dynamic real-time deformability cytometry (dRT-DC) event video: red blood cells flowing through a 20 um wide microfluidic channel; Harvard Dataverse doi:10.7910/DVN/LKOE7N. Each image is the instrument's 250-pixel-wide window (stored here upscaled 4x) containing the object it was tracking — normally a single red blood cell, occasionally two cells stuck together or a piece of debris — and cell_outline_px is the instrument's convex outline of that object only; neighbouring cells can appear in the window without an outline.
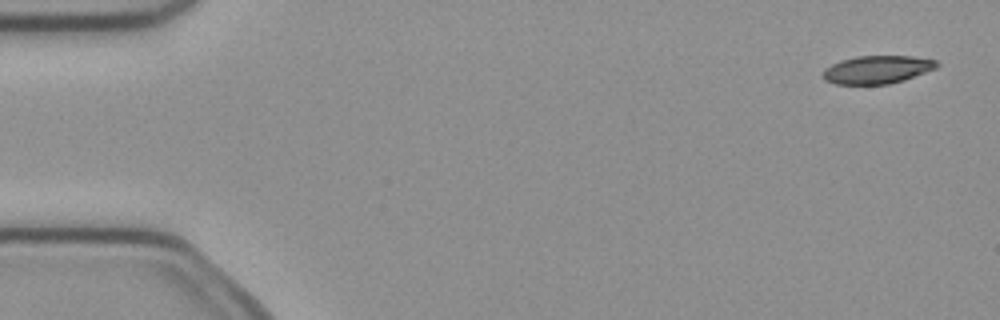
{"species": "common noctule bat (a hibernating species)", "species_latin": "Nyctalus noctula", "temperature_condition": "cold", "stored_images_in_passage": 5, "camera_frame_rate_fps": 3000, "um_per_image_px": 0.085, "animal": {"sex": "female", "body_mass_g": 21.9}, "frame": {"image": 1, "passage_image": 1, "time_ms": 0.0, "image_size_px": [1000, 320], "cell_outline_px": [[940, 64], [936, 68], [904, 80], [888, 84], [836, 84], [824, 80], [824, 68], [840, 60], [856, 56], [912, 56], [936, 60]], "centroid_in_image_um": [74.56, 5.91], "position_along_channel_um": 10.4, "area_um2": 18.55}}